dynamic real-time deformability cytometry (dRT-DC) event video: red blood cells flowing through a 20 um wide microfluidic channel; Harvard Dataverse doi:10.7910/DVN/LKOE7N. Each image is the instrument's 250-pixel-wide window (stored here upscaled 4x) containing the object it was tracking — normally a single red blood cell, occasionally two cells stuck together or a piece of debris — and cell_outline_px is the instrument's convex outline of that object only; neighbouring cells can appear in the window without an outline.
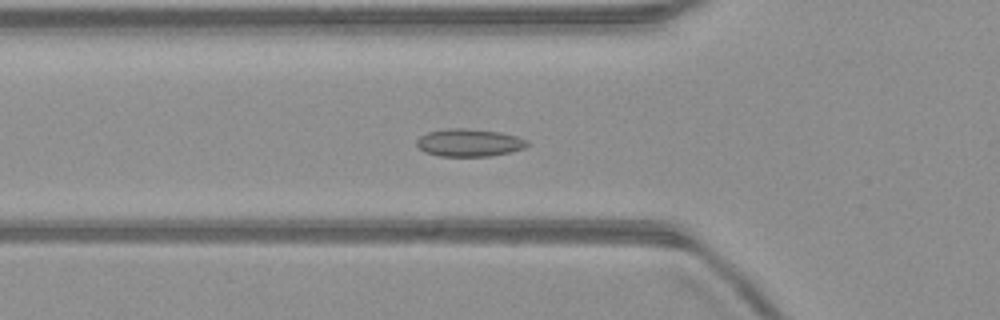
{"species": "common noctule bat (a hibernating species)", "species_latin": "Nyctalus noctula", "temperature_condition": "warm", "stored_images_in_passage": 51, "camera_frame_rate_fps": 3000, "um_per_image_px": 0.085, "animal": {"sex": "male", "body_mass_g": 23.1, "forearm_length_mm": 52.7}, "frame": {"image": 1, "passage_image": 17, "time_ms": 5.333, "image_size_px": [1000, 320], "cell_outline_px": [[532, 144], [524, 148], [492, 156], [440, 156], [424, 152], [416, 144], [416, 140], [420, 136], [428, 132], [444, 128], [464, 128], [500, 132], [516, 136], [528, 140]], "centroid_in_image_um": [39.89, 12.12], "position_along_channel_um": 85.9, "area_um2": 17.92}}
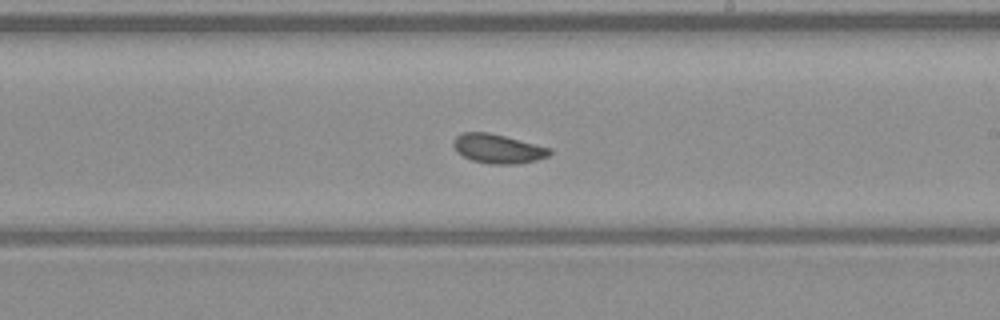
{"frame": {"image": 2, "passage_image": 29, "time_ms": 9.333, "image_size_px": [1000, 320], "cell_outline_px": [[552, 152], [548, 156], [536, 160], [520, 164], [492, 164], [472, 160], [464, 156], [452, 144], [452, 140], [456, 136], [464, 132], [488, 132], [552, 148]], "centroid_in_image_um": [42.35, 12.64], "position_along_channel_um": 246.7, "area_um2": 16.24}}
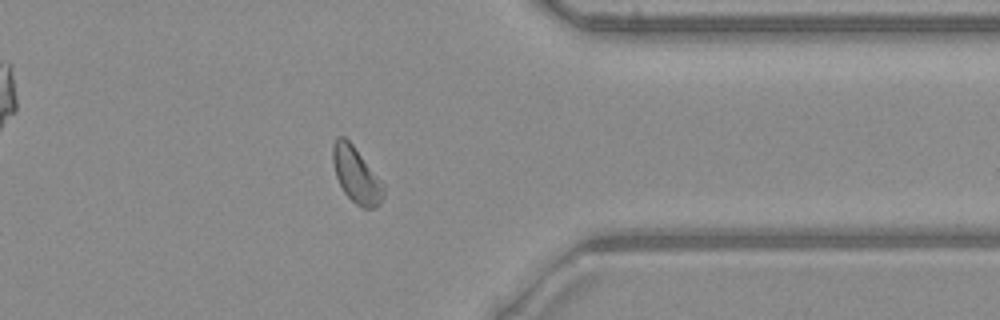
{"frame": {"image": 3, "passage_image": 40, "time_ms": 13.0, "image_size_px": [1000, 320], "cell_outline_px": [[384, 196], [380, 204], [372, 208], [364, 208], [356, 204], [344, 192], [336, 176], [332, 164], [332, 144], [336, 136], [344, 136], [352, 144], [384, 184]], "centroid_in_image_um": [30.26, 14.86], "position_along_channel_um": 381.1, "area_um2": 16.42}, "authors_computed_cell_mechanics": {"area_um2": 16.762, "velocity_mm_per_s": 4.0053, "shape_relaxation_time_tau1_ms": 10.7791, "shape_relaxation_time_tau2_ms": 4.9621, "deformation_change_tau1": 0.1176, "deformation_change_tau2": 0.0814}}